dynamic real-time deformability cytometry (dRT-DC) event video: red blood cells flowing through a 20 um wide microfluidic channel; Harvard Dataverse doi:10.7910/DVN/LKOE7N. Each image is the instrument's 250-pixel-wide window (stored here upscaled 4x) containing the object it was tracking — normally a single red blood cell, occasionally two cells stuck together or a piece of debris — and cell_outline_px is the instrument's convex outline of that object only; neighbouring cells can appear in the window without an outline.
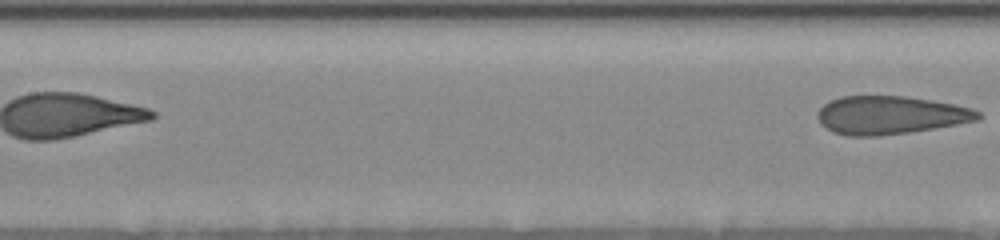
{"species": "human", "species_latin": "Homo sapiens", "temperature_condition": "room temperature", "stored_images_in_passage": 10, "segment_of_instrument_passage": [2, 2], "camera_frame_rate_fps": 3000, "um_per_image_px": 0.085, "donor": {"sex": "female"}, "frame": {"image": 1, "passage_image": 10, "time_ms": 5.0, "image_size_px": [1000, 240], "cell_outline_px": [[984, 116], [976, 120], [956, 124], [908, 132], [876, 136], [848, 136], [832, 132], [820, 124], [816, 116], [820, 108], [828, 100], [840, 96], [904, 96], [932, 100], [972, 108], [980, 112]], "centroid_in_image_um": [75.62, 9.78], "position_along_channel_um": 131.8, "area_um2": 35.72}}